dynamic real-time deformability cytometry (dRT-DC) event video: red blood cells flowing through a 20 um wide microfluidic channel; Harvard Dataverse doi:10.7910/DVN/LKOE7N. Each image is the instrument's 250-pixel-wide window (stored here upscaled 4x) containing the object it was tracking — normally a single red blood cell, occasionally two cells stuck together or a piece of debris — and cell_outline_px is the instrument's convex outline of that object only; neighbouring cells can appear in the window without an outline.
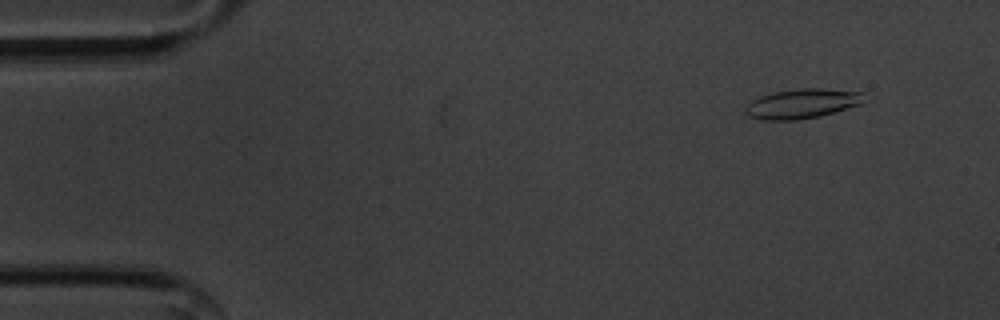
{"species": "common noctule bat (a hibernating species)", "species_latin": "Nyctalus noctula", "temperature_condition": "cold", "stored_images_in_passage": 55, "camera_frame_rate_fps": 3000, "um_per_image_px": 0.085, "animal": {"sex": "male", "body_mass_g": 20.1, "forearm_length_mm": 53.5}, "frame": {"image": 1, "passage_image": 5, "time_ms": 1.333, "image_size_px": [1000, 320], "cell_outline_px": [[864, 100], [860, 104], [820, 116], [796, 120], [764, 120], [748, 116], [744, 112], [748, 104], [752, 100], [760, 96], [776, 92], [800, 88], [824, 88], [864, 92]], "centroid_in_image_um": [68.18, 8.8], "position_along_channel_um": 16.8, "area_um2": 20.4}}
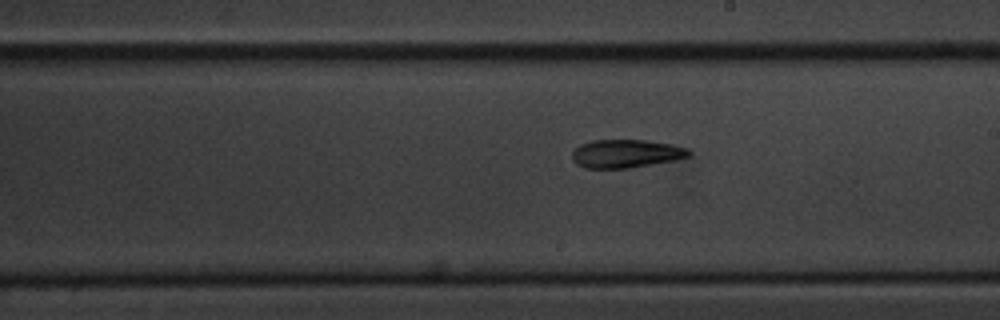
{"frame": {"image": 2, "passage_image": 31, "time_ms": 10.0, "image_size_px": [1000, 320], "cell_outline_px": [[692, 152], [688, 156], [676, 160], [628, 168], [584, 168], [576, 164], [572, 160], [572, 152], [580, 144], [592, 140], [644, 140], [672, 144], [688, 148]], "centroid_in_image_um": [53.2, 13.06], "position_along_channel_um": 235.8, "area_um2": 19.31}}
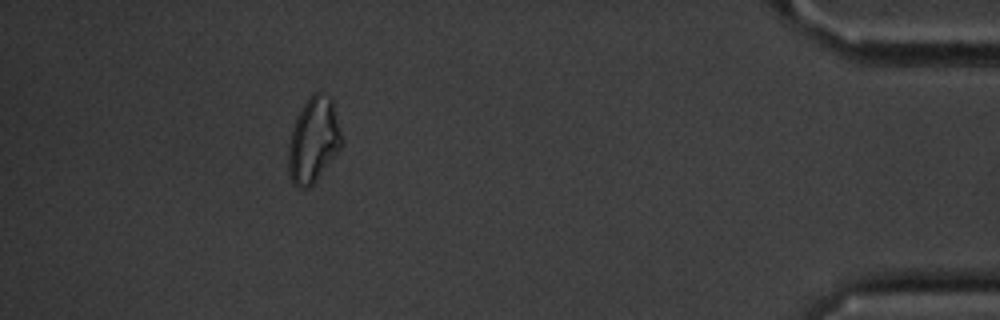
{"frame": {"image": 3, "passage_image": 50, "time_ms": 16.333, "image_size_px": [1000, 320], "cell_outline_px": [[344, 144], [316, 180], [308, 188], [300, 188], [292, 184], [288, 172], [288, 144], [292, 128], [296, 116], [308, 96], [312, 92], [320, 92], [328, 96], [332, 100], [344, 140]], "centroid_in_image_um": [26.64, 11.9], "position_along_channel_um": 408.6, "area_um2": 26.82}, "authors_computed_cell_mechanics": {"area_um2": 19.652, "velocity_mm_per_s": 3.5842, "shape_relaxation_time_tau1_ms": null, "shape_relaxation_time_tau2_ms": 10.9898, "deformation_change_tau1": null, "deformation_change_tau2": 0.2142}}